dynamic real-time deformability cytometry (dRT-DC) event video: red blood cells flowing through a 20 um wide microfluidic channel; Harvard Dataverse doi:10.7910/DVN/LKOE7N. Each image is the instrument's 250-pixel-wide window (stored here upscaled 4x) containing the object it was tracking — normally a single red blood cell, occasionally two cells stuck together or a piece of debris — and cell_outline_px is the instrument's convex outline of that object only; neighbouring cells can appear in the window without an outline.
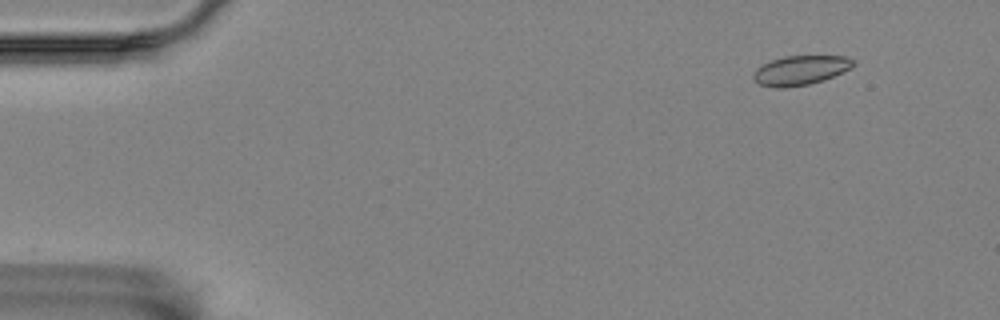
{"species": "Egyptian fruit bat (a non-hibernating species)", "species_latin": "Rousettus aegyptiacus", "temperature_condition": "room temperature", "stored_images_in_passage": 8, "camera_frame_rate_fps": 3000, "um_per_image_px": 0.085, "animal": {"sex": "female"}, "frame": {"image": 1, "passage_image": 1, "time_ms": 0.0, "image_size_px": [1000, 320], "cell_outline_px": [[856, 64], [852, 68], [824, 80], [808, 84], [784, 88], [776, 88], [760, 84], [752, 80], [752, 76], [756, 68], [760, 64], [784, 56], [848, 56]], "centroid_in_image_um": [68.02, 5.97], "position_along_channel_um": 17.0, "area_um2": 17.28}}
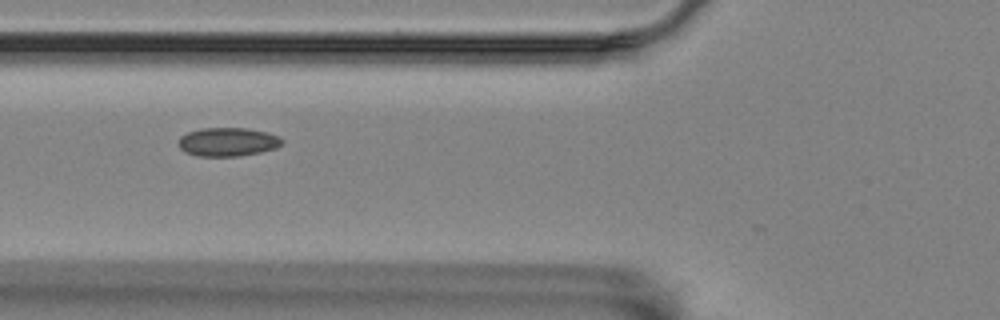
{"frame": {"image": 2, "passage_image": 4, "time_ms": 1.0, "image_size_px": [1000, 320], "cell_outline_px": [[284, 144], [276, 148], [260, 152], [240, 156], [200, 156], [184, 152], [180, 148], [180, 136], [188, 132], [200, 128], [248, 128], [268, 132], [280, 136], [284, 140]], "centroid_in_image_um": [19.42, 12.05], "position_along_channel_um": 106.4, "area_um2": 17.46}}
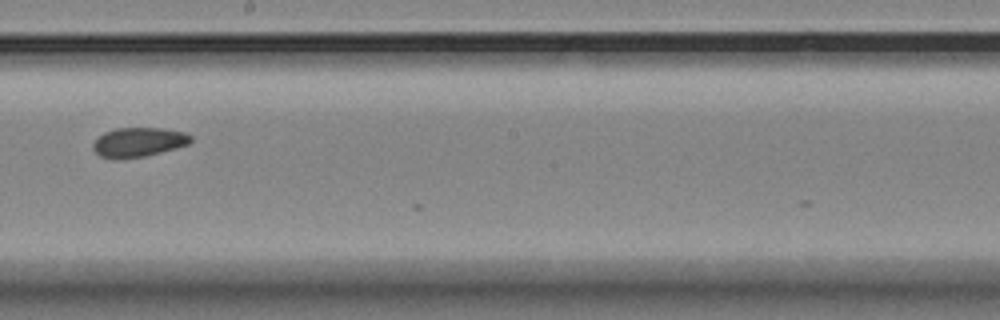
{"frame": {"image": 3, "passage_image": 7, "time_ms": 2.0, "image_size_px": [1000, 320], "cell_outline_px": [[192, 140], [188, 144], [176, 148], [144, 156], [120, 160], [112, 160], [100, 156], [92, 148], [92, 144], [104, 132], [116, 128], [164, 128], [184, 132], [192, 136]], "centroid_in_image_um": [11.75, 12.09], "position_along_channel_um": 236.4, "area_um2": 16.88}}